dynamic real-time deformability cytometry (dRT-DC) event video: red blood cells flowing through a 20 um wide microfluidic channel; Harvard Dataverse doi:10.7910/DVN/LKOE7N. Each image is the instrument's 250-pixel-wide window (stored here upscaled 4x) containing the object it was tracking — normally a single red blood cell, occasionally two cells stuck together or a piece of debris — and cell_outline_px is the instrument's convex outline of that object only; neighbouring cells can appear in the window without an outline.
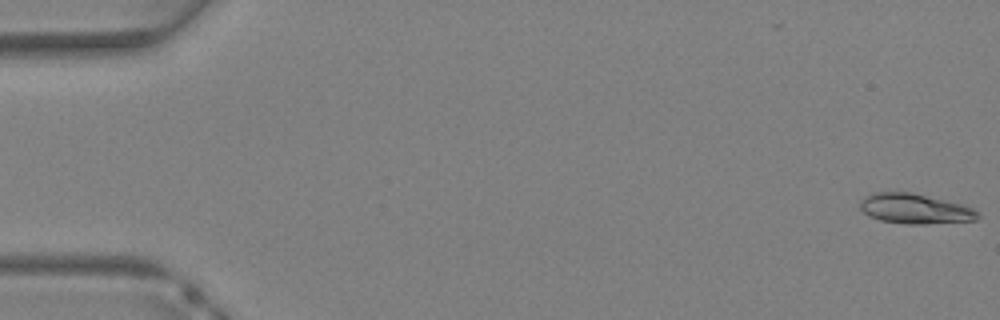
{"species": "Egyptian fruit bat (a non-hibernating species)", "species_latin": "Rousettus aegyptiacus", "temperature_condition": "warm", "stored_images_in_passage": 38, "camera_frame_rate_fps": 3000, "um_per_image_px": 0.085, "animal": {"sex": "female"}, "frame": {"image": 1, "passage_image": 1, "time_ms": 0.0, "image_size_px": [1000, 320], "cell_outline_px": [[980, 216], [976, 220], [924, 224], [908, 224], [880, 220], [868, 216], [860, 208], [860, 200], [876, 192], [912, 192], [960, 204], [972, 208], [980, 212]], "centroid_in_image_um": [77.77, 17.75], "position_along_channel_um": 7.2, "area_um2": 20.4}}
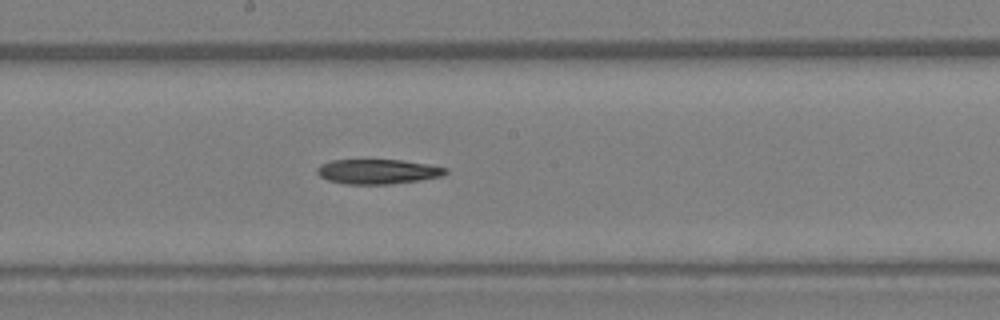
{"frame": {"image": 2, "passage_image": 21, "time_ms": 6.667, "image_size_px": [1000, 320], "cell_outline_px": [[448, 172], [444, 176], [420, 180], [388, 184], [344, 184], [328, 180], [320, 176], [316, 172], [316, 168], [320, 164], [332, 160], [400, 160], [428, 164], [448, 168]], "centroid_in_image_um": [32.12, 14.58], "position_along_channel_um": 216.1, "area_um2": 18.61}}
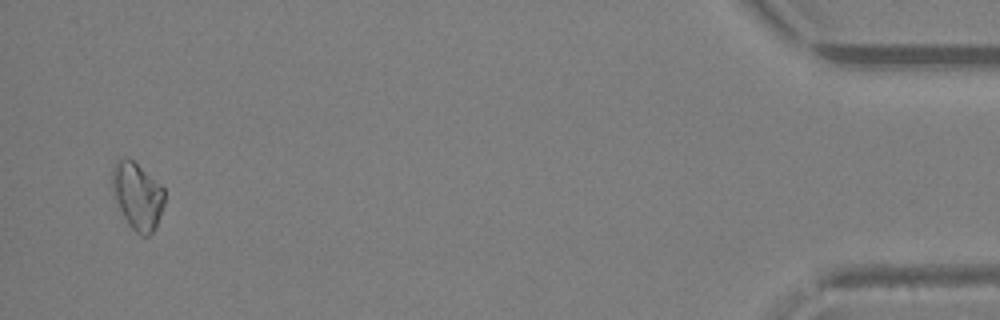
{"frame": {"image": 3, "passage_image": 37, "time_ms": 12.0, "image_size_px": [1000, 320], "cell_outline_px": [[164, 204], [156, 224], [152, 232], [148, 236], [140, 236], [128, 224], [116, 200], [112, 188], [112, 168], [116, 160], [124, 156], [132, 160], [160, 184], [164, 188]], "centroid_in_image_um": [11.67, 16.63], "position_along_channel_um": 423.5, "area_um2": 20.11}}